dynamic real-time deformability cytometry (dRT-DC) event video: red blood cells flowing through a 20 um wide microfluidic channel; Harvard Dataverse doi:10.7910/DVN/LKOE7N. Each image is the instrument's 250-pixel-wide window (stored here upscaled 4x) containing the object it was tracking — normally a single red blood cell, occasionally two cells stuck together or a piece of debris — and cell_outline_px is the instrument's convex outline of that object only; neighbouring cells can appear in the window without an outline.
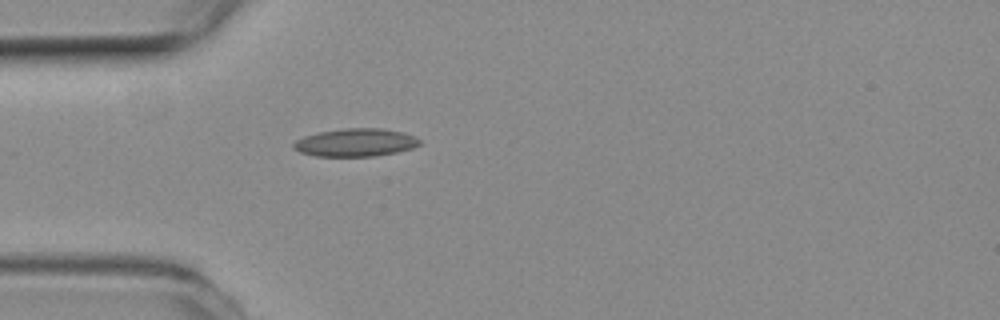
{"species": "common noctule bat (a hibernating species)", "species_latin": "Nyctalus noctula", "temperature_condition": "room temperature", "stored_images_in_passage": 6, "camera_frame_rate_fps": 3000, "um_per_image_px": 0.085, "animal": {"sex": "female", "body_mass_g": 19.3, "forearm_length_mm": 54.1}, "frame": {"image": 1, "passage_image": 1, "time_ms": 0.0, "image_size_px": [1000, 320], "cell_outline_px": [[420, 144], [412, 148], [396, 152], [372, 156], [316, 156], [300, 152], [292, 148], [292, 144], [296, 140], [304, 136], [320, 132], [344, 128], [384, 128], [404, 132], [416, 136], [420, 140]], "centroid_in_image_um": [30.23, 12.1], "position_along_channel_um": 54.8, "area_um2": 20.58}}
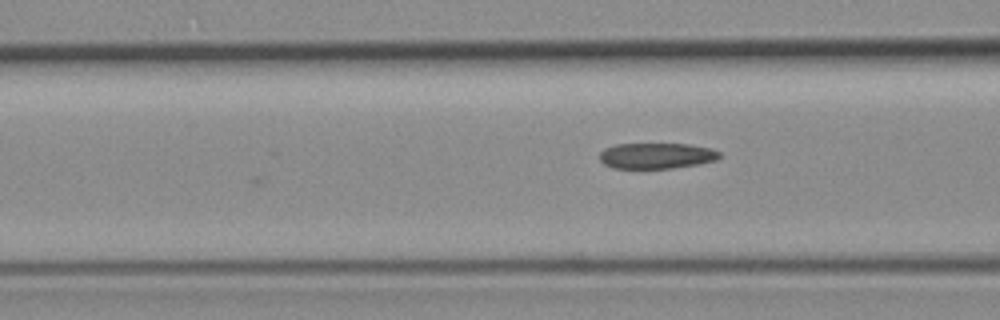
{"frame": {"image": 2, "passage_image": 6, "time_ms": 1.667, "image_size_px": [1000, 320], "cell_outline_px": [[720, 156], [716, 160], [700, 164], [672, 168], [612, 168], [604, 164], [600, 160], [600, 152], [604, 148], [616, 144], [688, 144], [712, 148], [720, 152]], "centroid_in_image_um": [55.81, 13.24], "position_along_channel_um": 110.8, "area_um2": 18.09}}